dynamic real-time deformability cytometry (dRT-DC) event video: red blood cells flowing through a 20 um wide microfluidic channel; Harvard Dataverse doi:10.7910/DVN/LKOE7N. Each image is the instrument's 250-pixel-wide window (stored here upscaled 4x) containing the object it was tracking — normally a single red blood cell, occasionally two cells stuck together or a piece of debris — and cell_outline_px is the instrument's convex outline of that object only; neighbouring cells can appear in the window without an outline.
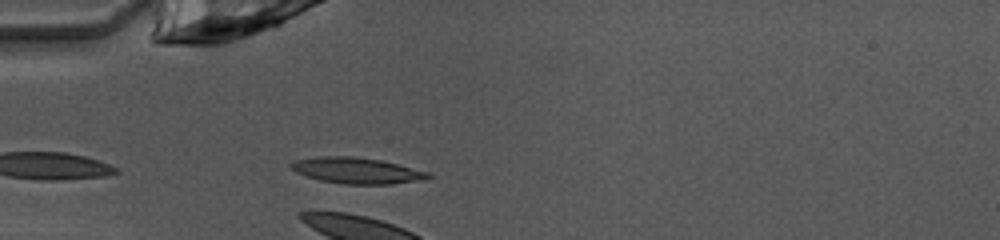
{"species": "common noctule bat (a hibernating species)", "species_latin": "Nyctalus noctula", "temperature_condition": "warm", "stored_images_in_passage": 23, "camera_frame_rate_fps": 3000, "um_per_image_px": 0.085, "animal": {"sex": "female", "body_mass_g": 10.0, "forearm_length_mm": 53.1}, "frame": {"image": 1, "passage_image": 1, "time_ms": 0.0, "image_size_px": [1000, 240], "cell_outline_px": [[432, 176], [416, 180], [392, 184], [344, 184], [320, 180], [296, 172], [288, 164], [296, 160], [316, 156], [352, 156], [380, 160], [432, 172]], "centroid_in_image_um": [30.32, 14.49], "position_along_channel_um": 54.7, "area_um2": 20.63}, "authors_computed_cell_mechanics": {"area_um2": 20.519, "velocity_mm_per_s": 4.0021, "shape_relaxation_time_tau1_ms": 2.05, "shape_relaxation_time_tau2_ms": 2.006, "deformation_change_tau1": 0.0756, "deformation_change_tau2": 0.0677}}